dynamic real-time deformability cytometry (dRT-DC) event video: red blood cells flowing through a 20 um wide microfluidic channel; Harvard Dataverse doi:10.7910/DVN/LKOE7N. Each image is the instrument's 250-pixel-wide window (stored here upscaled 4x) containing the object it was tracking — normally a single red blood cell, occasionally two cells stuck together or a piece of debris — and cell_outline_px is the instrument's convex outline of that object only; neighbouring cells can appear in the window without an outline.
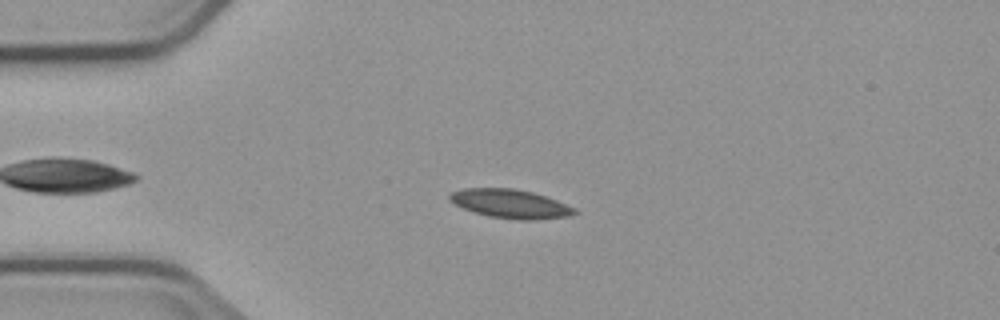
{"species": "common noctule bat (a hibernating species)", "species_latin": "Nyctalus noctula", "temperature_condition": "cold", "stored_images_in_passage": 8, "camera_frame_rate_fps": 3000, "um_per_image_px": 0.085, "animal": {"sex": "male", "body_mass_g": 23.1, "forearm_length_mm": 52.7}, "frame": {"image": 1, "passage_image": 3, "time_ms": 2.333, "image_size_px": [1000, 320], "cell_outline_px": [[576, 212], [568, 216], [532, 220], [520, 220], [488, 216], [464, 208], [448, 200], [448, 196], [452, 192], [464, 188], [516, 188], [532, 192], [556, 200], [576, 208]], "centroid_in_image_um": [43.37, 17.31], "position_along_channel_um": 41.6, "area_um2": 20.75}}
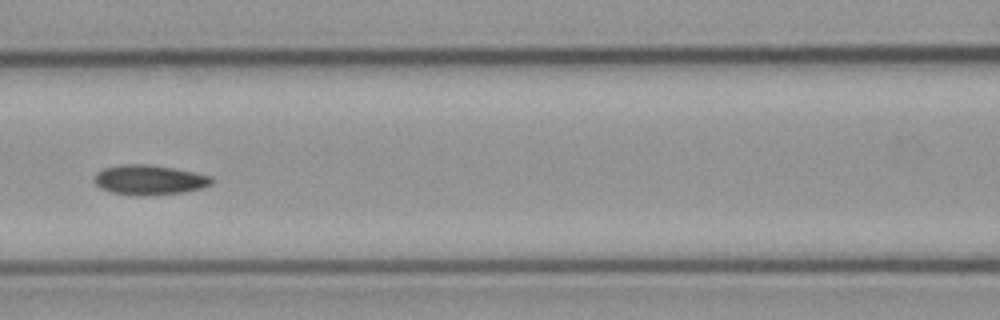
{"frame": {"image": 2, "passage_image": 6, "time_ms": 6.0, "image_size_px": [1000, 320], "cell_outline_px": [[212, 184], [204, 188], [184, 192], [140, 196], [112, 192], [100, 188], [96, 184], [96, 172], [104, 168], [120, 164], [148, 164], [172, 168], [212, 176]], "centroid_in_image_um": [12.71, 15.29], "position_along_channel_um": 153.9, "area_um2": 20.29}}
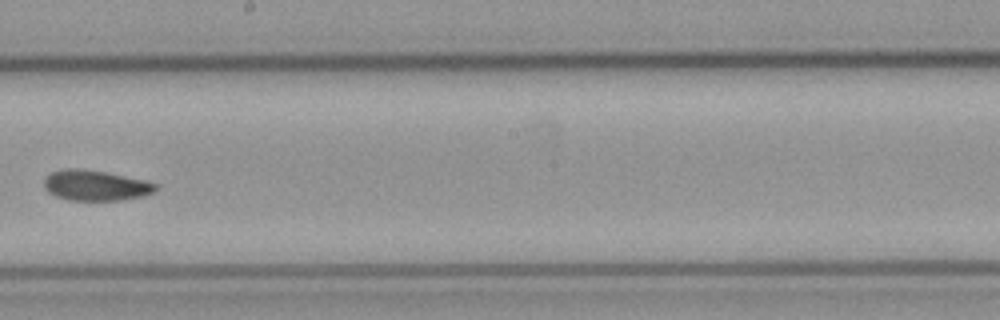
{"frame": {"image": 3, "passage_image": 8, "time_ms": 8.333, "image_size_px": [1000, 320], "cell_outline_px": [[156, 188], [152, 192], [144, 196], [120, 200], [68, 200], [56, 196], [48, 192], [44, 188], [44, 180], [52, 172], [68, 168], [76, 168], [104, 172], [144, 180], [156, 184]], "centroid_in_image_um": [8.09, 15.77], "position_along_channel_um": 240.1, "area_um2": 19.48}}